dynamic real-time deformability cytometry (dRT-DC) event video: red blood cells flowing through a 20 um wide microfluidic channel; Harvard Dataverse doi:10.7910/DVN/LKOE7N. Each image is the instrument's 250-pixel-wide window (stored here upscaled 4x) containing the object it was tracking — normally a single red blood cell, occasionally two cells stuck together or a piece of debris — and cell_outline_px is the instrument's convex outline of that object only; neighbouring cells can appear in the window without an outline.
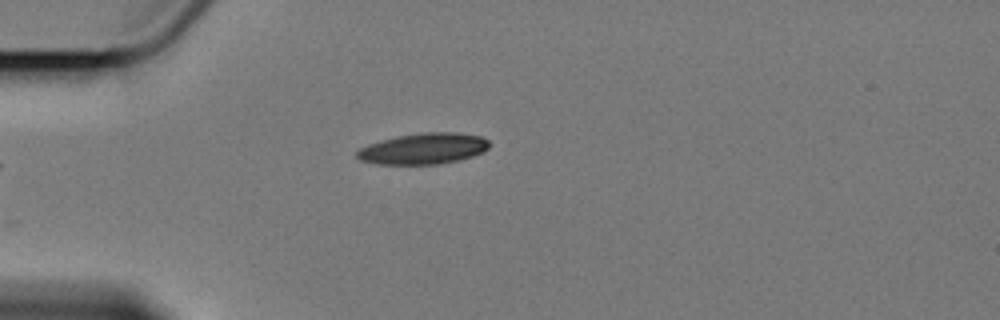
{"species": "Egyptian fruit bat (a non-hibernating species)", "species_latin": "Rousettus aegyptiacus", "temperature_condition": "cold", "stored_images_in_passage": 5, "camera_frame_rate_fps": 3000, "um_per_image_px": 0.085, "animal": {"sex": "female"}, "frame": {"image": 1, "passage_image": 1, "time_ms": 0.0, "image_size_px": [1000, 320], "cell_outline_px": [[488, 148], [484, 152], [460, 160], [440, 164], [376, 164], [360, 160], [356, 156], [356, 152], [360, 148], [368, 144], [380, 140], [396, 136], [424, 132], [456, 132], [480, 136], [488, 140]], "centroid_in_image_um": [35.98, 12.63], "position_along_channel_um": 49.0, "area_um2": 24.04}}
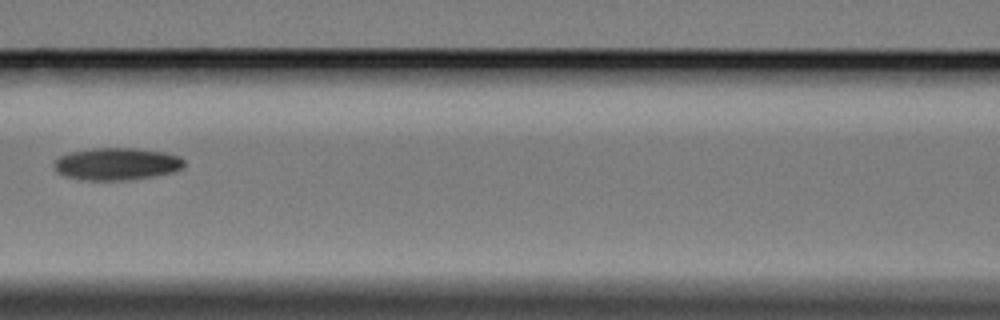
{"frame": {"image": 2, "passage_image": 4, "time_ms": 3.667, "image_size_px": [1000, 320], "cell_outline_px": [[184, 164], [180, 168], [172, 172], [152, 176], [124, 180], [80, 180], [64, 176], [56, 172], [56, 160], [60, 156], [68, 152], [92, 148], [136, 148], [164, 152], [180, 156], [184, 160]], "centroid_in_image_um": [9.9, 13.93], "position_along_channel_um": 156.7, "area_um2": 24.39}}
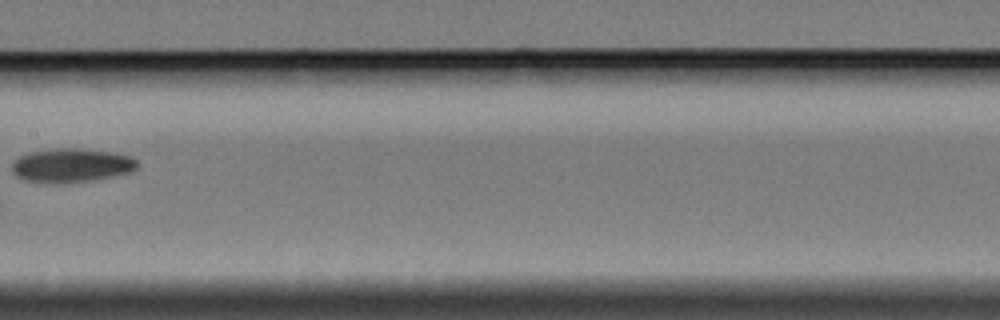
{"frame": {"image": 3, "passage_image": 5, "time_ms": 5.0, "image_size_px": [1000, 320], "cell_outline_px": [[136, 168], [132, 172], [92, 180], [68, 184], [44, 184], [24, 180], [16, 176], [12, 172], [12, 160], [20, 156], [32, 152], [56, 148], [80, 148], [112, 152], [132, 156], [136, 160]], "centroid_in_image_um": [6.03, 14.08], "position_along_channel_um": 201.4, "area_um2": 25.2}}